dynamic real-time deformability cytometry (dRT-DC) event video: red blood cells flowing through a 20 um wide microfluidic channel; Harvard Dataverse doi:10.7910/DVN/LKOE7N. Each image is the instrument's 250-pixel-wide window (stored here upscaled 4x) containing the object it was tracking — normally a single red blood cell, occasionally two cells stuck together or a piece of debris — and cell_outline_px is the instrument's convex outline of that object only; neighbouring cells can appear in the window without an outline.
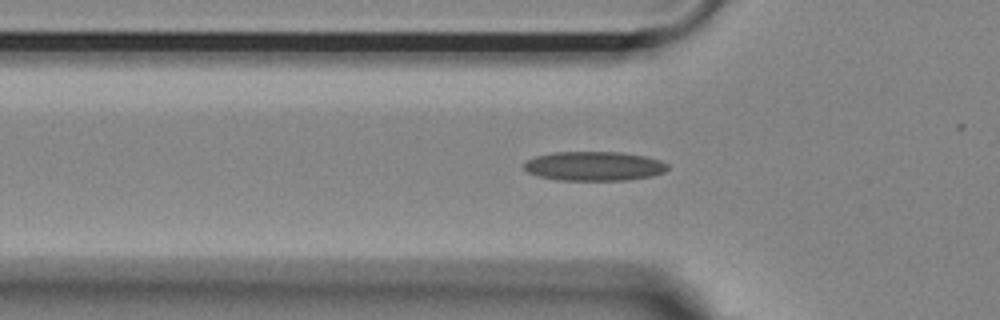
{"species": "Egyptian fruit bat (a non-hibernating species)", "species_latin": "Rousettus aegyptiacus", "temperature_condition": "room temperature", "stored_images_in_passage": 36, "camera_frame_rate_fps": 3000, "um_per_image_px": 0.085, "animal": {"sex": "female"}, "frame": {"image": 1, "passage_image": 3, "time_ms": 0.667, "image_size_px": [1000, 320], "cell_outline_px": [[668, 168], [664, 172], [652, 176], [628, 180], [560, 180], [540, 176], [528, 172], [524, 168], [524, 164], [528, 160], [536, 156], [552, 152], [620, 152], [644, 156], [660, 160], [668, 164]], "centroid_in_image_um": [50.52, 14.12], "position_along_channel_um": 75.3, "area_um2": 24.39}}
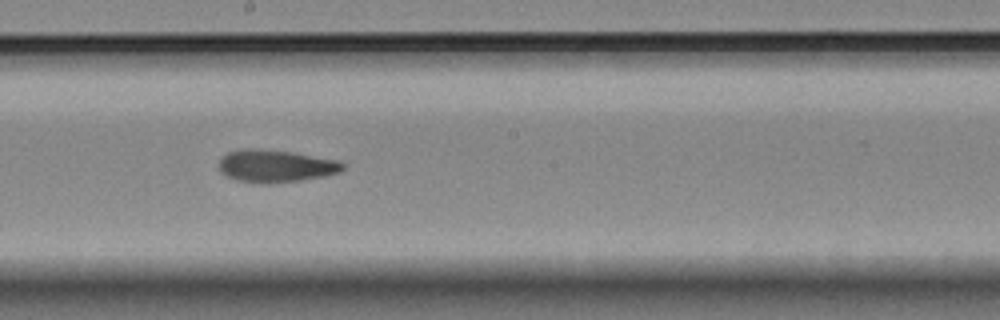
{"frame": {"image": 2, "passage_image": 15, "time_ms": 4.667, "image_size_px": [1000, 320], "cell_outline_px": [[344, 168], [340, 172], [324, 176], [300, 180], [268, 184], [260, 184], [236, 180], [220, 172], [220, 160], [228, 152], [244, 148], [256, 148], [292, 152], [340, 160], [344, 164]], "centroid_in_image_um": [23.45, 14.11], "position_along_channel_um": 224.8, "area_um2": 23.52}}
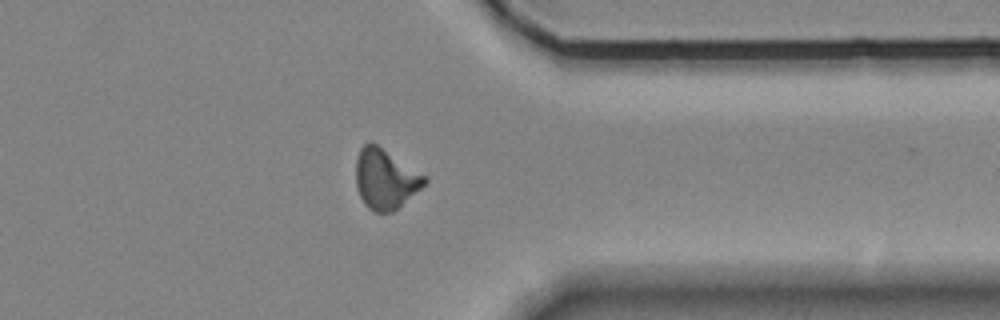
{"frame": {"image": 3, "passage_image": 28, "time_ms": 9.0, "image_size_px": [1000, 320], "cell_outline_px": [[428, 180], [420, 188], [392, 212], [372, 212], [364, 204], [356, 188], [356, 160], [360, 148], [364, 144], [372, 140], [424, 176]], "centroid_in_image_um": [32.69, 15.2], "position_along_channel_um": 378.7, "area_um2": 23.7}, "authors_computed_cell_mechanics": {"area_um2": 23.2067, "velocity_mm_per_s": 3.7105, "shape_relaxation_time_tau1_ms": 5.3393, "shape_relaxation_time_tau2_ms": 3.0574, "deformation_change_tau1": 0.129, "deformation_change_tau2": 0.1153}}